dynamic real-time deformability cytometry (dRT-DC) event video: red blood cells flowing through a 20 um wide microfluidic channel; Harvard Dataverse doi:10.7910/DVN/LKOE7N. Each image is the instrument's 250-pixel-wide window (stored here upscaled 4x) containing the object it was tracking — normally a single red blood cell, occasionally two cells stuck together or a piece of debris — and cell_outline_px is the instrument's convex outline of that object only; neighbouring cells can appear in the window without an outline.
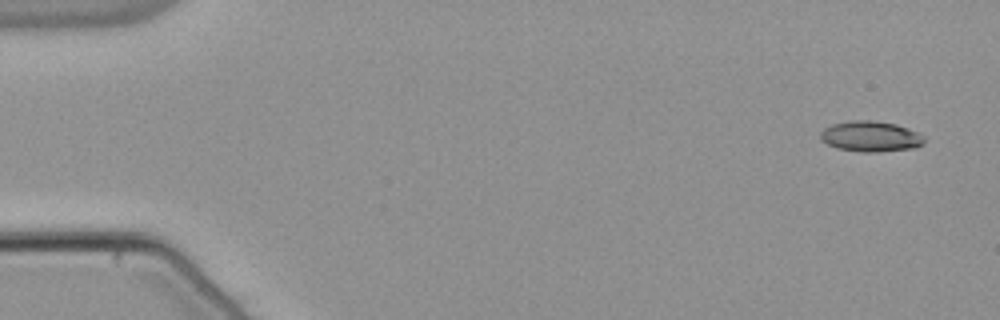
{"species": "common noctule bat (a hibernating species)", "species_latin": "Nyctalus noctula", "temperature_condition": "warm", "stored_images_in_passage": 53, "camera_frame_rate_fps": 3000, "um_per_image_px": 0.085, "animal": {"sex": "male", "body_mass_g": 21.5, "forearm_length_mm": 52.0}, "frame": {"image": 1, "passage_image": 1, "time_ms": 0.0, "image_size_px": [1000, 320], "cell_outline_px": [[924, 140], [920, 144], [912, 148], [876, 152], [860, 152], [836, 148], [820, 140], [820, 132], [824, 128], [832, 124], [852, 120], [872, 120], [896, 124], [908, 128], [924, 136]], "centroid_in_image_um": [73.95, 11.59], "position_along_channel_um": 11.1, "area_um2": 18.44}}
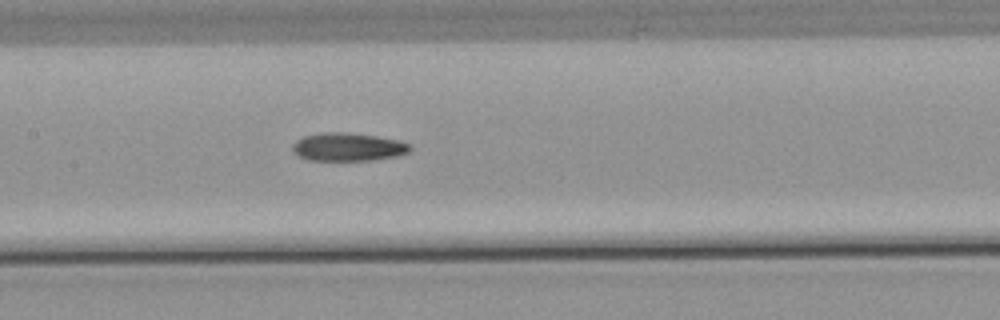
{"frame": {"image": 2, "passage_image": 25, "time_ms": 8.0, "image_size_px": [1000, 320], "cell_outline_px": [[412, 148], [408, 152], [396, 156], [372, 160], [308, 160], [292, 152], [292, 144], [296, 140], [304, 136], [320, 132], [348, 132], [376, 136], [400, 140], [408, 144]], "centroid_in_image_um": [29.55, 12.48], "position_along_channel_um": 177.8, "area_um2": 19.36}}
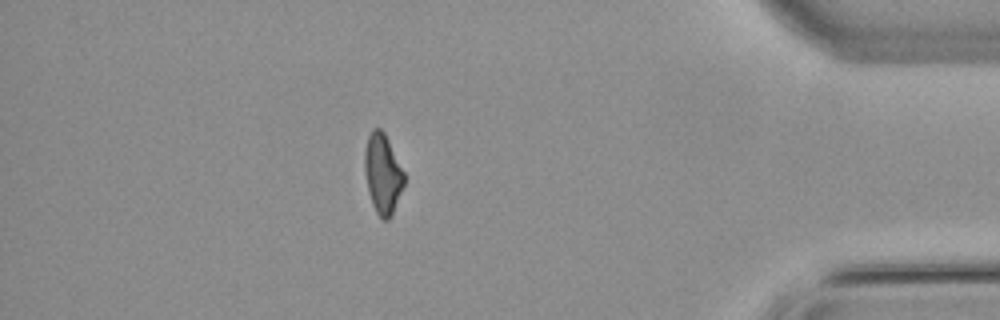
{"frame": {"image": 3, "passage_image": 46, "time_ms": 15.0, "image_size_px": [1000, 320], "cell_outline_px": [[404, 184], [392, 212], [388, 220], [384, 220], [376, 212], [372, 204], [368, 192], [364, 168], [364, 148], [368, 136], [372, 128], [380, 128], [384, 132], [404, 172]], "centroid_in_image_um": [32.5, 14.73], "position_along_channel_um": 402.7, "area_um2": 18.15}}